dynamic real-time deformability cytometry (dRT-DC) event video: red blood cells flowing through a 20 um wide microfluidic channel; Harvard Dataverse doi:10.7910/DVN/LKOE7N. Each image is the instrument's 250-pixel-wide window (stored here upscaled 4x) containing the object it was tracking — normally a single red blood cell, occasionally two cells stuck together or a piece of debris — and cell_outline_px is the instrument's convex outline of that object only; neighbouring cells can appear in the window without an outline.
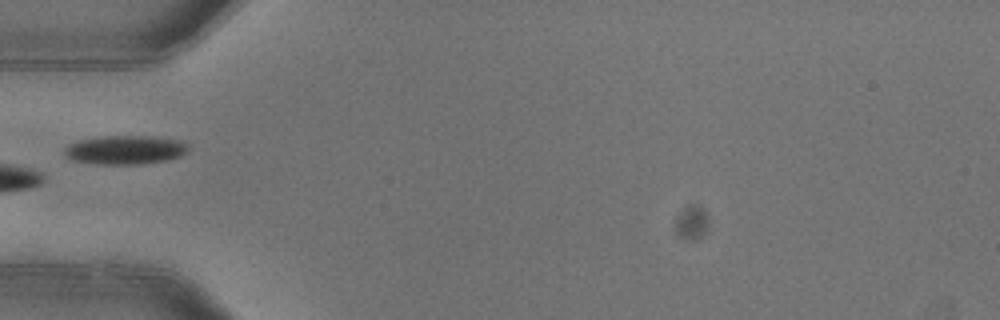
{"species": "common noctule bat (a hibernating species)", "species_latin": "Nyctalus noctula", "temperature_condition": "warm", "stored_images_in_passage": 5, "camera_frame_rate_fps": 3000, "um_per_image_px": 0.085, "animal": {"sex": "female"}, "frame": {"image": 1, "passage_image": 5, "time_ms": 1.333, "image_size_px": [1000, 320], "cell_outline_px": [[188, 152], [180, 156], [168, 160], [144, 164], [96, 164], [72, 160], [64, 156], [64, 148], [68, 144], [80, 140], [104, 136], [152, 136], [180, 140], [188, 144]], "centroid_in_image_um": [10.65, 12.74], "position_along_channel_um": 74.4, "area_um2": 21.04}}